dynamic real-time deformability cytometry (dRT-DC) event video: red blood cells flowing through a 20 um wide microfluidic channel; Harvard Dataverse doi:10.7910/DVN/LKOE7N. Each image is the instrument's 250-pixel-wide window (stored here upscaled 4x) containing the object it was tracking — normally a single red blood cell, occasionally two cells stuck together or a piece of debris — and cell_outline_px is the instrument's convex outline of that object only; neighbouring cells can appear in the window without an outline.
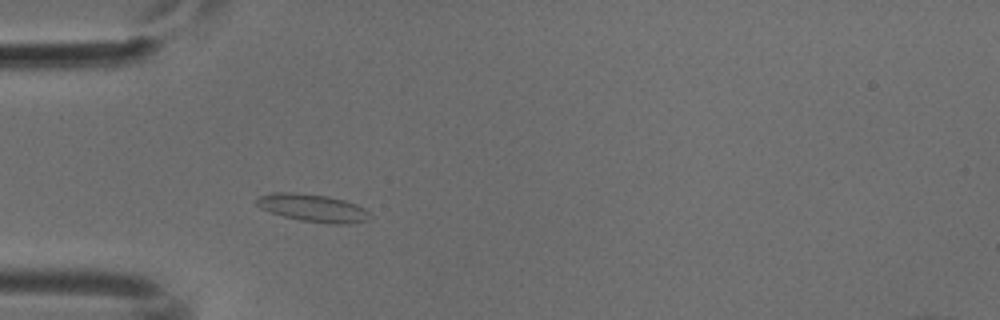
{"species": "common noctule bat (a hibernating species)", "species_latin": "Nyctalus noctula", "temperature_condition": "cold", "stored_images_in_passage": 47, "camera_frame_rate_fps": 3000, "um_per_image_px": 0.085, "animal": {"sex": "male", "body_mass_g": 18.8}, "frame": {"image": 1, "passage_image": 10, "time_ms": 3.0, "image_size_px": [1000, 320], "cell_outline_px": [[372, 216], [368, 220], [348, 224], [332, 224], [300, 220], [284, 216], [260, 208], [256, 204], [256, 200], [260, 196], [272, 192], [292, 192], [328, 196], [344, 200], [356, 204], [364, 208]], "centroid_in_image_um": [26.61, 17.67], "position_along_channel_um": 58.4, "area_um2": 18.21}}
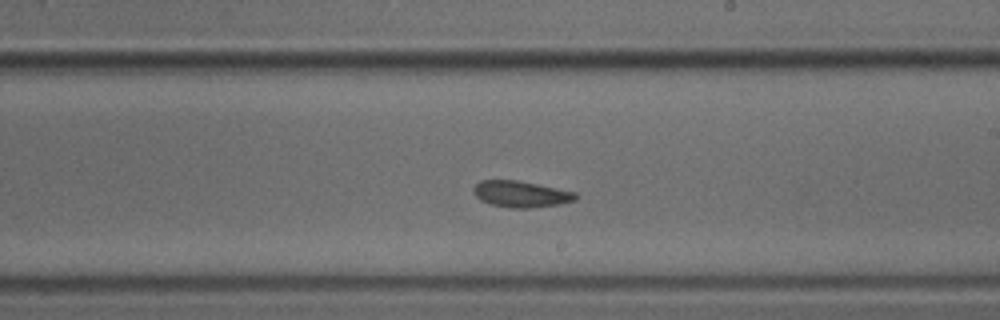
{"frame": {"image": 2, "passage_image": 25, "time_ms": 8.0, "image_size_px": [1000, 320], "cell_outline_px": [[576, 200], [560, 204], [532, 208], [512, 208], [488, 204], [480, 200], [472, 192], [472, 188], [480, 180], [516, 180], [576, 192]], "centroid_in_image_um": [44.24, 16.5], "position_along_channel_um": 244.8, "area_um2": 15.72}}
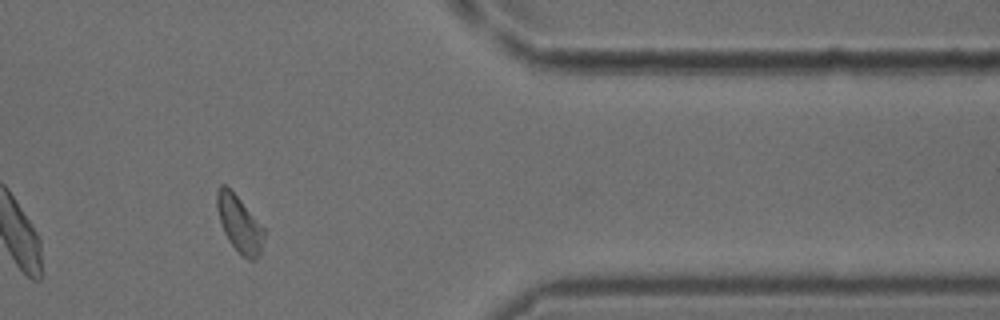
{"frame": {"image": 3, "passage_image": 38, "time_ms": 12.333, "image_size_px": [1000, 320], "cell_outline_px": [[264, 236], [260, 256], [256, 260], [248, 260], [228, 240], [224, 232], [216, 208], [216, 192], [220, 184], [224, 184], [240, 200], [264, 228]], "centroid_in_image_um": [20.34, 19.04], "position_along_channel_um": 391.1, "area_um2": 15.2}}